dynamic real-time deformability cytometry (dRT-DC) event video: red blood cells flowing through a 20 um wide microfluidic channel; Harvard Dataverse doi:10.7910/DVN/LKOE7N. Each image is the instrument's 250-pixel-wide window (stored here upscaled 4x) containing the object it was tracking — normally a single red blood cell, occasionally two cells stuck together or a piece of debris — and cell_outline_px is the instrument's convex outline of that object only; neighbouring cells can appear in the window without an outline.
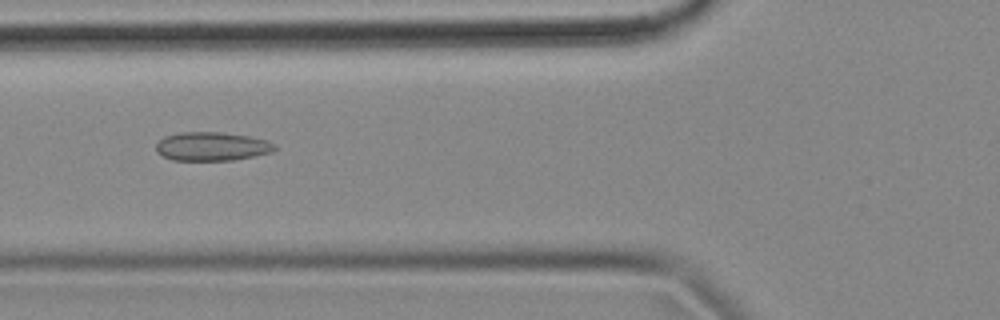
{"species": "common noctule bat (a hibernating species)", "species_latin": "Nyctalus noctula", "temperature_condition": "cold", "stored_images_in_passage": 55, "camera_frame_rate_fps": 3000, "um_per_image_px": 0.085, "animal": {"sex": "female", "body_mass_g": 18.4}, "frame": {"image": 1, "passage_image": 20, "time_ms": 6.333, "image_size_px": [1000, 320], "cell_outline_px": [[276, 148], [272, 152], [232, 160], [172, 160], [156, 152], [156, 144], [164, 136], [180, 132], [224, 132], [248, 136], [264, 140], [276, 144]], "centroid_in_image_um": [17.98, 12.44], "position_along_channel_um": 107.8, "area_um2": 19.77}}
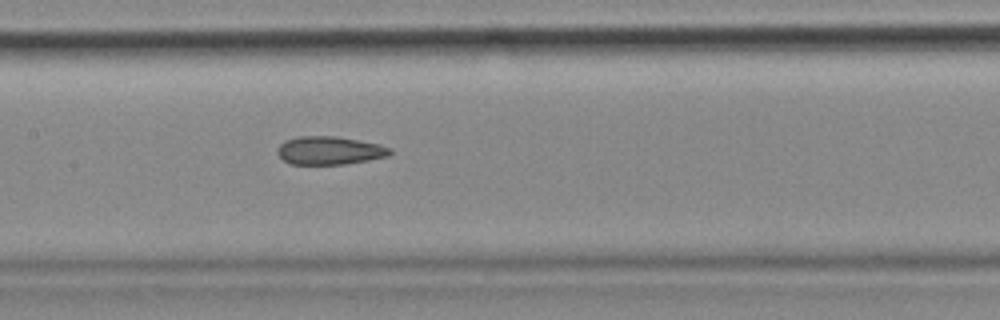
{"frame": {"image": 2, "passage_image": 26, "time_ms": 8.333, "image_size_px": [1000, 320], "cell_outline_px": [[392, 152], [388, 156], [368, 160], [344, 164], [292, 164], [284, 160], [276, 152], [276, 148], [284, 140], [296, 136], [336, 136], [380, 144], [392, 148]], "centroid_in_image_um": [28.0, 12.78], "position_along_channel_um": 179.4, "area_um2": 18.61}}
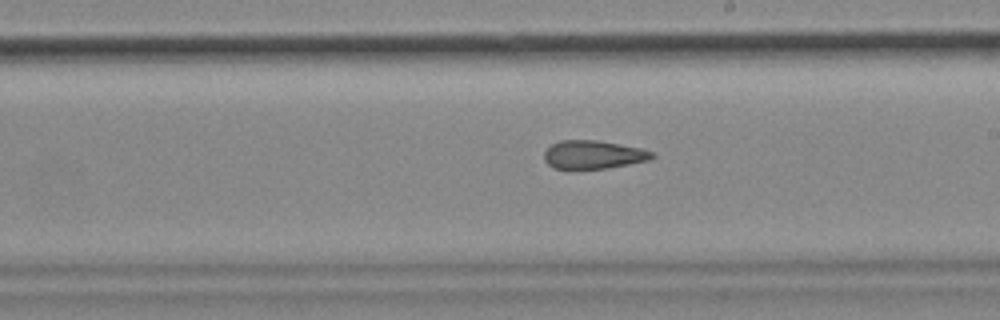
{"frame": {"image": 3, "passage_image": 31, "time_ms": 10.0, "image_size_px": [1000, 320], "cell_outline_px": [[656, 156], [648, 160], [608, 168], [552, 168], [544, 160], [544, 152], [552, 144], [560, 140], [596, 140], [640, 148], [652, 152]], "centroid_in_image_um": [50.41, 13.14], "position_along_channel_um": 238.6, "area_um2": 17.57}, "authors_computed_cell_mechanics": {"area_um2": 19.3052, "velocity_mm_per_s": 3.5754, "shape_relaxation_time_tau1_ms": null, "shape_relaxation_time_tau2_ms": 3.9222, "deformation_change_tau1": null, "deformation_change_tau2": 0.1146}}